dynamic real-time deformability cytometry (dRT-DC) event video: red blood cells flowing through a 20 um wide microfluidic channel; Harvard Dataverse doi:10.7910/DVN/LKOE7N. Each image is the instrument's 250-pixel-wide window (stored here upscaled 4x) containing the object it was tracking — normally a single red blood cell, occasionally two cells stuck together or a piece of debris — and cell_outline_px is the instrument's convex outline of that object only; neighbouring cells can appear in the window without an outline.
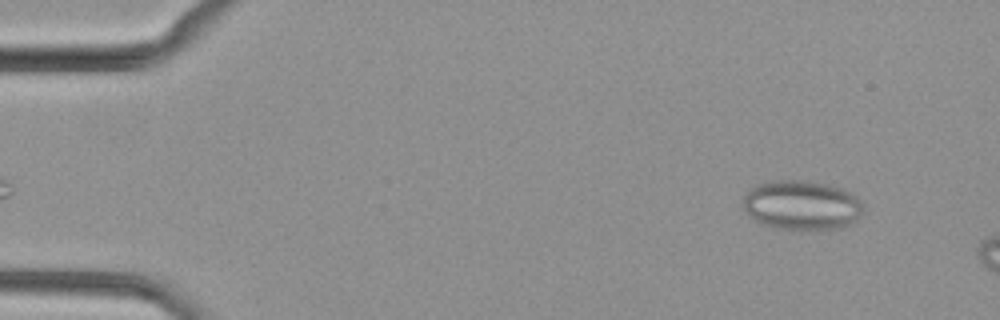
{"species": "common noctule bat (a hibernating species)", "species_latin": "Nyctalus noctula", "temperature_condition": "cold", "stored_images_in_passage": 10, "camera_frame_rate_fps": 3000, "um_per_image_px": 0.085, "animal": {"sex": "female", "body_mass_g": 29.2, "forearm_length_mm": 56.3}, "frame": {"image": 1, "passage_image": 4, "time_ms": 1.0, "image_size_px": [1000, 320], "cell_outline_px": [[864, 212], [852, 224], [840, 228], [804, 232], [772, 228], [760, 224], [748, 216], [744, 208], [744, 196], [748, 188], [756, 184], [772, 180], [804, 180], [828, 184], [844, 188], [856, 196], [860, 200], [864, 208]], "centroid_in_image_um": [68.15, 17.47], "position_along_channel_um": 16.9, "area_um2": 36.01}}